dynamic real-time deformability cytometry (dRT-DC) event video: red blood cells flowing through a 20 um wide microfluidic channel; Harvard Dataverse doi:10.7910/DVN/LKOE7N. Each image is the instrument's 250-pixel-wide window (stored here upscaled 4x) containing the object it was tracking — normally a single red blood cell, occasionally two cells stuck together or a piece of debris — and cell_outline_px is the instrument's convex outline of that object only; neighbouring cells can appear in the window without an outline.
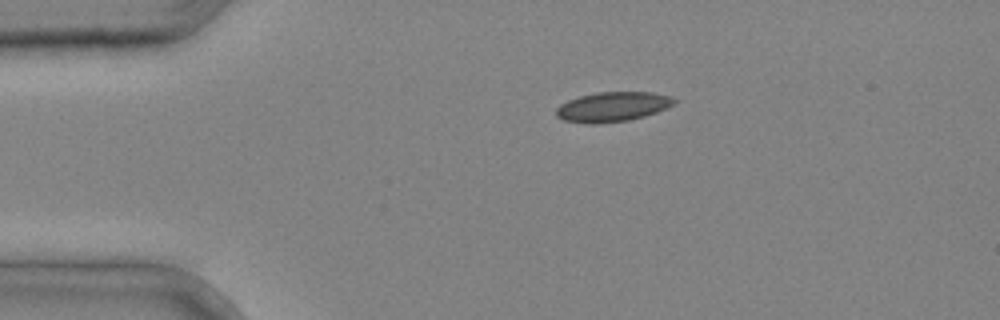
{"species": "common noctule bat (a hibernating species)", "species_latin": "Nyctalus noctula", "temperature_condition": "cold", "stored_images_in_passage": 1, "camera_frame_rate_fps": 3000, "um_per_image_px": 0.085, "animal": {"sex": "male", "body_mass_g": 20.4}, "frame": {"image": 1, "passage_image": 1, "time_ms": 0.0, "image_size_px": [1000, 320], "cell_outline_px": [[676, 100], [672, 104], [656, 112], [644, 116], [628, 120], [596, 124], [588, 124], [564, 120], [556, 116], [556, 108], [560, 104], [568, 100], [580, 96], [596, 92], [652, 92], [672, 96]], "centroid_in_image_um": [52.03, 9.07], "position_along_channel_um": 33.0, "area_um2": 20.35}}